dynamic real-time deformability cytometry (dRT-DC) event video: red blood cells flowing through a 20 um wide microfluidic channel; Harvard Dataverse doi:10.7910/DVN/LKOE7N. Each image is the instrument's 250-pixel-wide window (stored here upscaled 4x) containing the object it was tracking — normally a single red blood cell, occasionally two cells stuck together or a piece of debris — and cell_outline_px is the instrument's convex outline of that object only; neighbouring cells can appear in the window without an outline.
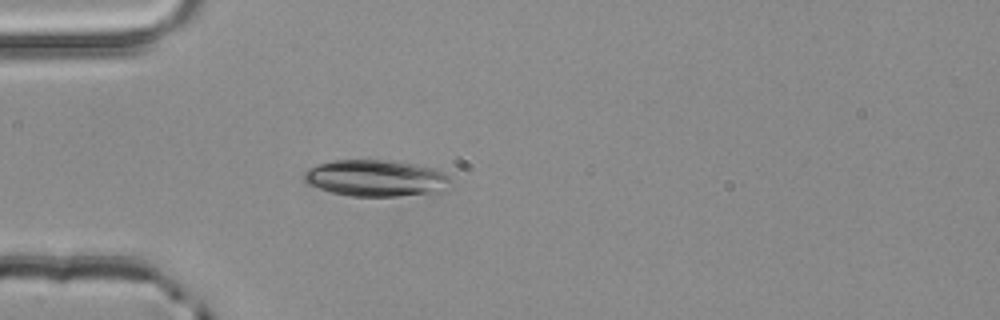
{"species": "common noctule bat (a hibernating species)", "species_latin": "Nyctalus noctula", "temperature_condition": "room temperature", "stored_images_in_passage": 4, "camera_frame_rate_fps": 3000, "um_per_image_px": 0.085, "animal": {"sex": "male", "body_mass_g": 20.4}, "frame": {"image": 1, "passage_image": 4, "time_ms": 1.0, "image_size_px": [1000, 320], "cell_outline_px": [[452, 180], [444, 192], [396, 196], [352, 196], [332, 192], [308, 184], [304, 180], [304, 172], [320, 164], [336, 160], [396, 160], [416, 164], [432, 168], [444, 172]], "centroid_in_image_um": [32.03, 15.14], "position_along_channel_um": 53.0, "area_um2": 31.21}}